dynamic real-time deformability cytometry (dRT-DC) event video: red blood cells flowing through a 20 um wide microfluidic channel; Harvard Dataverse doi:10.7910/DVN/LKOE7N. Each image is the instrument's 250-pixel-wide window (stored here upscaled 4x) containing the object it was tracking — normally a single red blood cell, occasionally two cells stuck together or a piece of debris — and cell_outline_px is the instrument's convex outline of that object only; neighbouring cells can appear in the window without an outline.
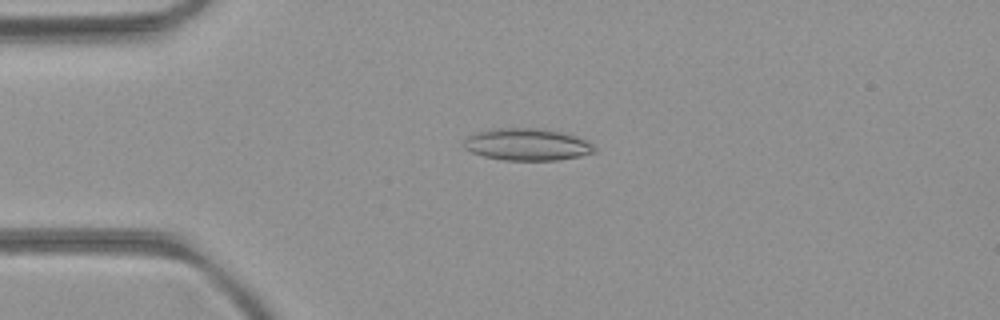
{"species": "common noctule bat (a hibernating species)", "species_latin": "Nyctalus noctula", "temperature_condition": "room temperature", "stored_images_in_passage": 51, "camera_frame_rate_fps": 3000, "um_per_image_px": 0.085, "animal": {"sex": "female", "body_mass_g": 21.9}, "frame": {"image": 1, "passage_image": 12, "time_ms": 3.667, "image_size_px": [1000, 320], "cell_outline_px": [[596, 152], [580, 156], [556, 160], [504, 160], [484, 156], [472, 152], [464, 148], [464, 140], [468, 136], [476, 132], [488, 128], [544, 128], [576, 136], [588, 140], [596, 148]], "centroid_in_image_um": [44.81, 12.27], "position_along_channel_um": 40.2, "area_um2": 24.57}}
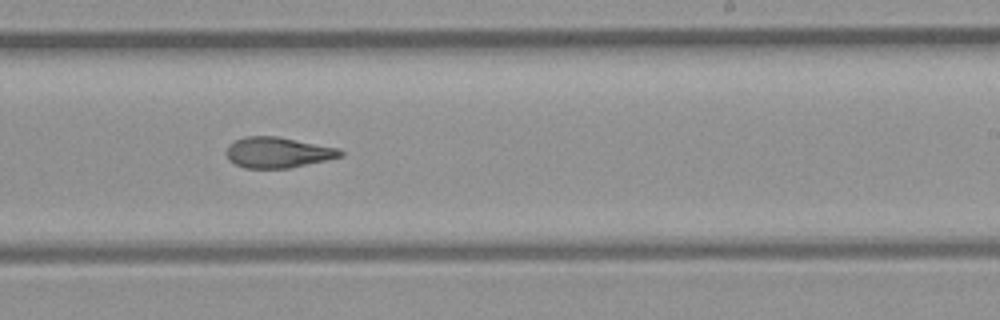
{"frame": {"image": 2, "passage_image": 31, "time_ms": 10.0, "image_size_px": [1000, 320], "cell_outline_px": [[344, 156], [288, 168], [244, 168], [228, 160], [224, 152], [228, 144], [244, 136], [276, 136], [340, 148], [344, 152]], "centroid_in_image_um": [23.59, 12.95], "position_along_channel_um": 265.4, "area_um2": 20.52}}
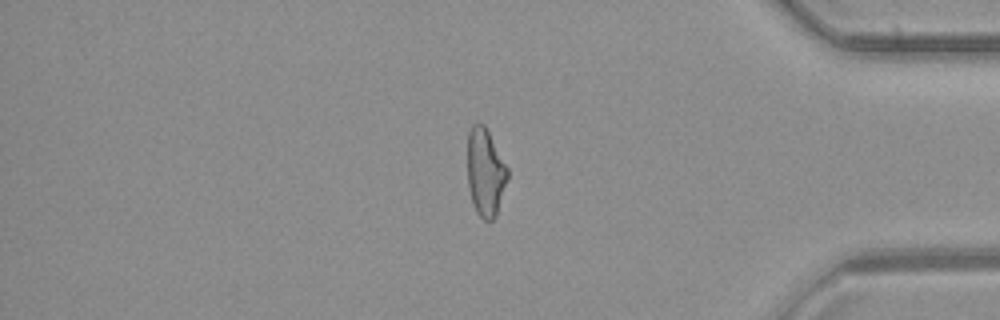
{"frame": {"image": 3, "passage_image": 43, "time_ms": 14.0, "image_size_px": [1000, 320], "cell_outline_px": [[508, 180], [496, 216], [488, 224], [476, 212], [472, 204], [468, 188], [468, 132], [472, 124], [484, 124], [508, 168]], "centroid_in_image_um": [41.26, 14.7], "position_along_channel_um": 393.9, "area_um2": 20.69}, "authors_computed_cell_mechanics": {"area_um2": 21.675, "velocity_mm_per_s": 3.9918, "shape_relaxation_time_tau1_ms": null, "shape_relaxation_time_tau2_ms": 4.0757, "deformation_change_tau1": null, "deformation_change_tau2": 0.1185}}